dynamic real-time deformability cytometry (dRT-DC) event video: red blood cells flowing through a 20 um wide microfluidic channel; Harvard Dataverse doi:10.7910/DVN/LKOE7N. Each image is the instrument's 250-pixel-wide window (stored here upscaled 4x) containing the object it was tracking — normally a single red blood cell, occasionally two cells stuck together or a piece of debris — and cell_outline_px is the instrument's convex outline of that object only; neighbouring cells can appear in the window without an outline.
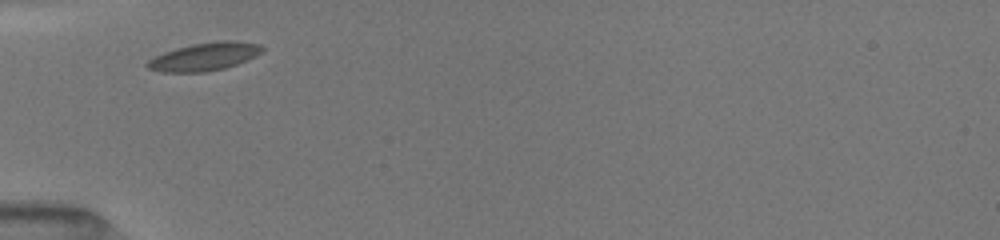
{"species": "common noctule bat (a hibernating species)", "species_latin": "Nyctalus noctula", "temperature_condition": "room temperature", "stored_images_in_passage": 17, "camera_frame_rate_fps": 3000, "um_per_image_px": 0.085, "animal": {"sex": "female", "body_mass_g": 19.5, "forearm_length_mm": 54.1}, "frame": {"image": 1, "passage_image": 1, "time_ms": 0.0, "image_size_px": [1000, 240], "cell_outline_px": [[264, 52], [256, 56], [236, 64], [224, 68], [204, 72], [160, 72], [148, 68], [144, 64], [148, 60], [164, 52], [176, 48], [192, 44], [220, 40], [224, 40], [260, 44], [264, 48]], "centroid_in_image_um": [17.37, 4.81], "position_along_channel_um": 67.6, "area_um2": 18.67}}
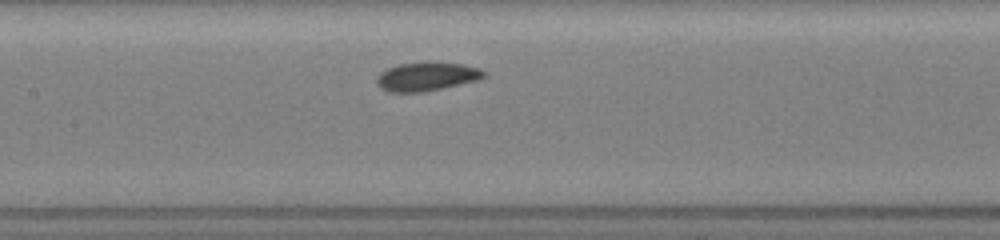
{"frame": {"image": 2, "passage_image": 7, "time_ms": 2.667, "image_size_px": [1000, 240], "cell_outline_px": [[488, 76], [480, 80], [424, 92], [388, 92], [380, 88], [376, 84], [376, 76], [380, 72], [388, 68], [400, 64], [464, 64], [480, 68], [488, 72]], "centroid_in_image_um": [36.3, 6.54], "position_along_channel_um": 171.1, "area_um2": 17.74}}
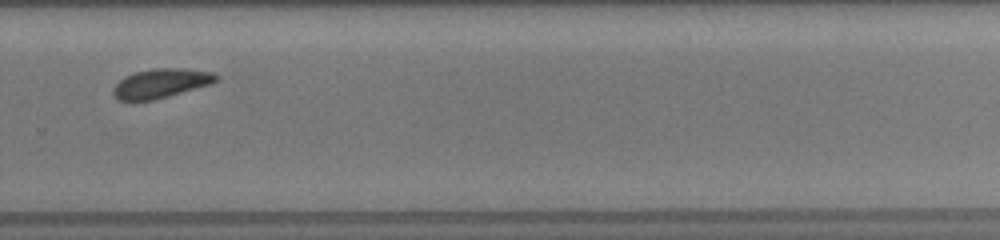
{"frame": {"image": 3, "passage_image": 15, "time_ms": 6.333, "image_size_px": [1000, 240], "cell_outline_px": [[220, 76], [212, 84], [168, 96], [152, 100], [120, 100], [112, 92], [116, 84], [124, 76], [136, 72], [156, 68], [180, 68], [212, 72]], "centroid_in_image_um": [13.71, 7.07], "position_along_channel_um": 316.1, "area_um2": 17.28}}